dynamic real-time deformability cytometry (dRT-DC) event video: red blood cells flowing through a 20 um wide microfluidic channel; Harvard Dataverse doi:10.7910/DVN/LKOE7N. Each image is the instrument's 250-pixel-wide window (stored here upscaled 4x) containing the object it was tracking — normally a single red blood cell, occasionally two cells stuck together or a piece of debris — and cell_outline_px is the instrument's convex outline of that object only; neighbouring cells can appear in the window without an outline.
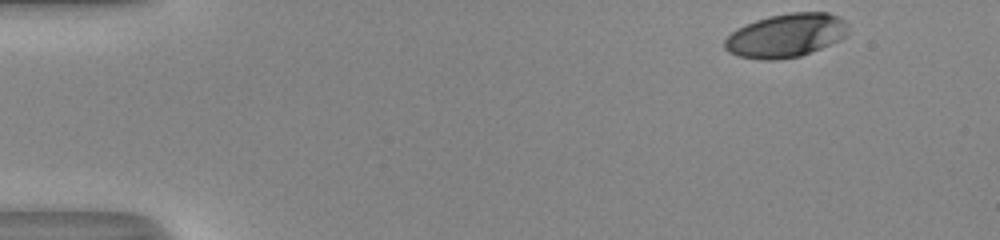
{"species": "human", "species_latin": "Homo sapiens", "temperature_condition": "room temperature", "stored_images_in_passage": 39, "camera_frame_rate_fps": 3000, "um_per_image_px": 0.085, "donor": {"sex": "male"}, "frame": {"image": 1, "passage_image": 1, "time_ms": 0.0, "image_size_px": [1000, 240], "cell_outline_px": [[848, 32], [840, 40], [800, 56], [772, 60], [768, 60], [740, 56], [728, 52], [724, 48], [724, 40], [736, 28], [756, 20], [768, 16], [788, 12], [828, 12], [840, 16], [844, 20], [848, 28]], "centroid_in_image_um": [66.81, 2.99], "position_along_channel_um": 18.2, "area_um2": 31.39}}
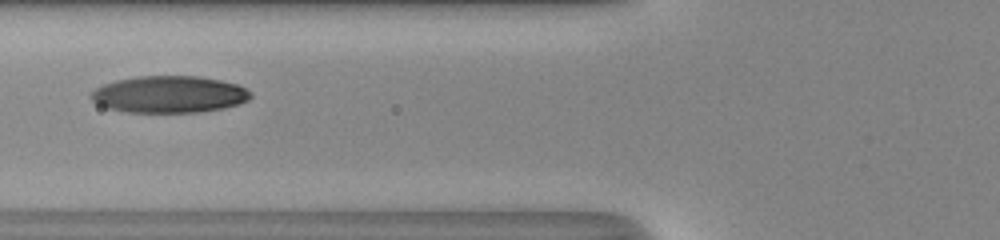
{"frame": {"image": 2, "passage_image": 17, "time_ms": 5.333, "image_size_px": [1000, 240], "cell_outline_px": [[252, 96], [248, 100], [224, 108], [196, 112], [128, 112], [108, 108], [92, 100], [88, 96], [96, 88], [104, 84], [116, 80], [140, 76], [196, 76], [220, 80], [236, 84], [252, 92]], "centroid_in_image_um": [14.38, 8.02], "position_along_channel_um": 111.4, "area_um2": 34.04}}
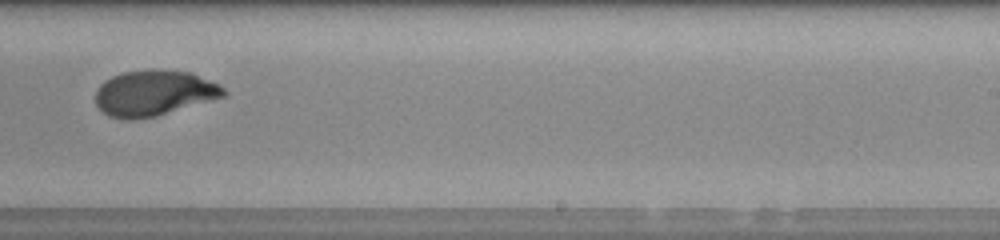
{"frame": {"image": 3, "passage_image": 29, "time_ms": 9.333, "image_size_px": [1000, 240], "cell_outline_px": [[228, 92], [224, 96], [156, 116], [132, 120], [124, 120], [108, 116], [96, 104], [96, 88], [104, 80], [112, 76], [124, 72], [192, 72], [224, 88]], "centroid_in_image_um": [13.04, 7.95], "position_along_channel_um": 276.0, "area_um2": 33.12}, "authors_computed_cell_mechanics": {"area_um2": 34.0442, "velocity_mm_per_s": 4.1273, "shape_relaxation_time_tau1_ms": 5.7263, "shape_relaxation_time_tau2_ms": 1.1474, "deformation_change_tau1": 0.2323, "deformation_change_tau2": 0.0461}}